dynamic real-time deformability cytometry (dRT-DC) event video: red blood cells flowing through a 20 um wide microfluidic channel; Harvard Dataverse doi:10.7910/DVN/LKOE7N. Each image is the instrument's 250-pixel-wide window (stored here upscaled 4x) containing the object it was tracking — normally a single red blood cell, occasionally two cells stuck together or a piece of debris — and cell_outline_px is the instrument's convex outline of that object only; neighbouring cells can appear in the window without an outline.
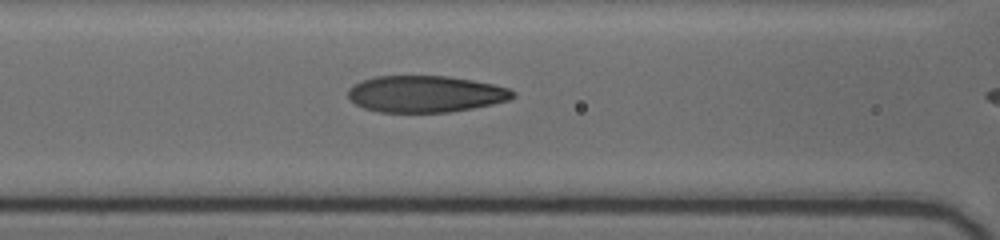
{"species": "human", "species_latin": "Homo sapiens", "temperature_condition": "cold", "stored_images_in_passage": 7, "camera_frame_rate_fps": 3000, "um_per_image_px": 0.085, "donor": {"sex": "female"}, "frame": {"image": 1, "passage_image": 4, "time_ms": 2.0, "image_size_px": [1000, 240], "cell_outline_px": [[516, 96], [508, 100], [492, 104], [472, 108], [448, 112], [380, 112], [364, 108], [356, 104], [348, 96], [348, 88], [364, 80], [376, 76], [448, 76], [472, 80], [492, 84], [508, 88], [516, 92]], "centroid_in_image_um": [36.18, 7.99], "position_along_channel_um": 130.4, "area_um2": 34.97}}
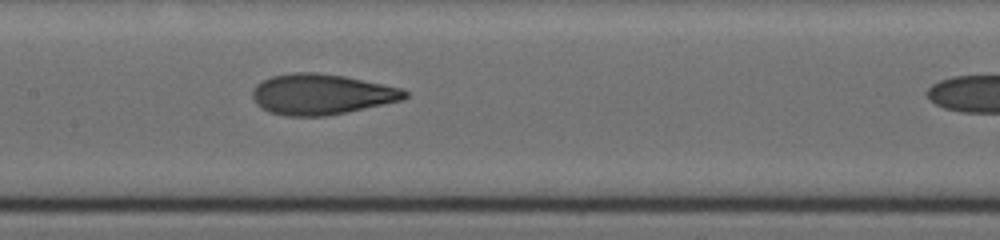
{"frame": {"image": 2, "passage_image": 6, "time_ms": 3.333, "image_size_px": [1000, 240], "cell_outline_px": [[408, 96], [404, 100], [324, 116], [284, 116], [268, 112], [260, 108], [256, 104], [252, 96], [252, 92], [256, 84], [272, 76], [292, 72], [316, 72], [344, 76], [400, 88], [408, 92]], "centroid_in_image_um": [27.28, 8.01], "position_along_channel_um": 180.1, "area_um2": 35.95}}